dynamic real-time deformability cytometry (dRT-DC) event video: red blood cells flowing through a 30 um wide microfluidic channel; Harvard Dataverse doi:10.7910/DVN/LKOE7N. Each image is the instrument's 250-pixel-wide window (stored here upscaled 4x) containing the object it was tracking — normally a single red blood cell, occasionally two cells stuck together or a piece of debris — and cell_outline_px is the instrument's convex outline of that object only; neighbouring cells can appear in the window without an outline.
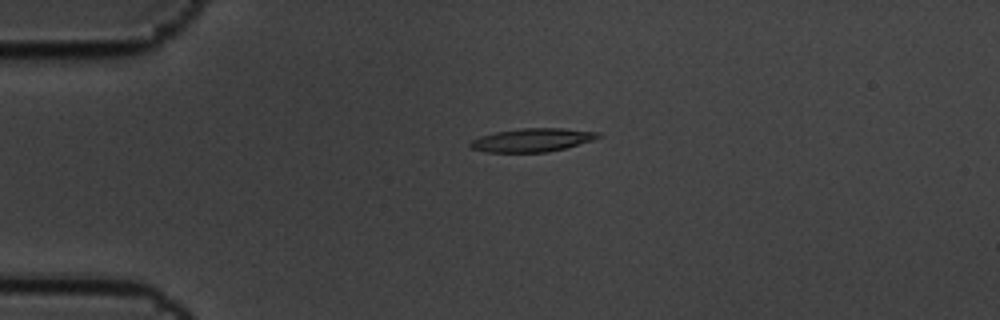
{"species": "common noctule bat (a hibernating species)", "species_latin": "Nyctalus noctula", "temperature_condition": "cold", "stored_images_in_passage": 3, "camera_frame_rate_fps": 3000, "um_per_image_px": 0.085, "animal": {"sex": "male", "body_mass_g": 19.5, "forearm_length_mm": 54.6}, "frame": {"image": 1, "passage_image": 2, "time_ms": 0.333, "image_size_px": [1000, 320], "cell_outline_px": [[604, 136], [592, 140], [564, 148], [548, 152], [488, 152], [472, 148], [468, 144], [472, 140], [480, 136], [496, 132], [520, 128], [564, 128], [600, 132]], "centroid_in_image_um": [45.27, 11.89], "position_along_channel_um": 39.7, "area_um2": 17.4}}